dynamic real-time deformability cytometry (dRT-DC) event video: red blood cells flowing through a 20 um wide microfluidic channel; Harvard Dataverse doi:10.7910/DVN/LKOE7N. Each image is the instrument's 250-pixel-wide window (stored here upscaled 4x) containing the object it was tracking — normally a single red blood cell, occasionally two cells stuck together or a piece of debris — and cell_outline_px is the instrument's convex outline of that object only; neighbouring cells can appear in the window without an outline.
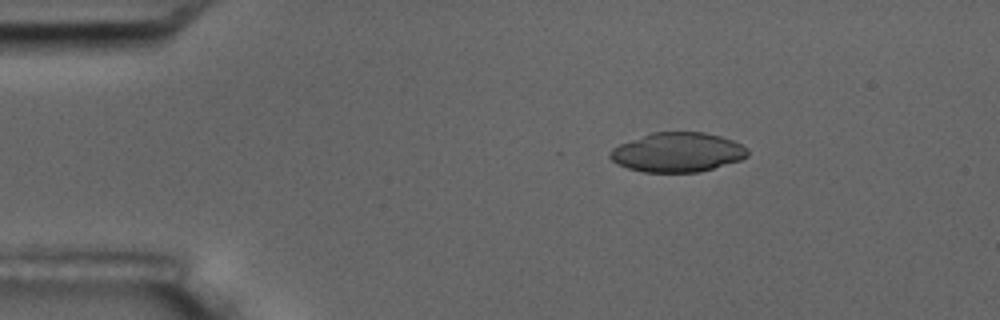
{"species": "common noctule bat (a hibernating species)", "species_latin": "Nyctalus noctula", "temperature_condition": "room temperature", "stored_images_in_passage": 6, "camera_frame_rate_fps": 3000, "um_per_image_px": 0.085, "animal": {"sex": "male", "body_mass_g": 17.5, "forearm_length_mm": 52.3}, "frame": {"image": 1, "passage_image": 3, "time_ms": 2.333, "image_size_px": [1000, 320], "cell_outline_px": [[748, 156], [740, 160], [700, 172], [644, 172], [628, 168], [612, 160], [608, 156], [608, 152], [612, 148], [620, 144], [652, 132], [704, 132], [720, 136], [732, 140], [748, 148]], "centroid_in_image_um": [57.59, 12.94], "position_along_channel_um": 27.4, "area_um2": 31.5}}